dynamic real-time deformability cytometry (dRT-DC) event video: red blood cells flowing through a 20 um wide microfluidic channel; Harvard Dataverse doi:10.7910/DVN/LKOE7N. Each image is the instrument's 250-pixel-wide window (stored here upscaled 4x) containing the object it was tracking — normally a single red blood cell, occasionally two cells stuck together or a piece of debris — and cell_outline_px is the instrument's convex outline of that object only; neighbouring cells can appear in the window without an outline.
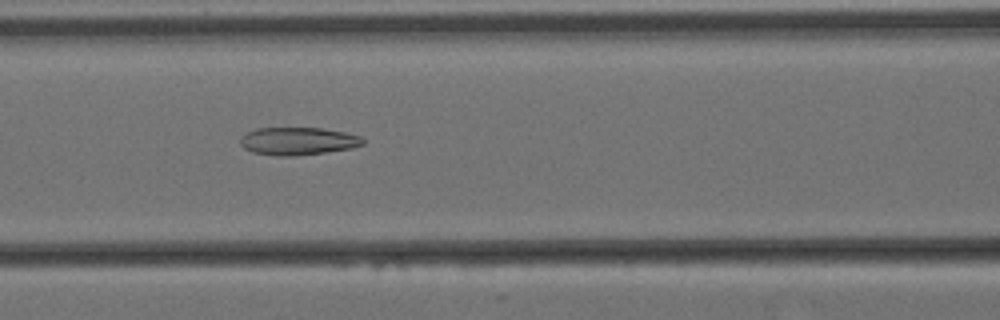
{"species": "Egyptian fruit bat (a non-hibernating species)", "species_latin": "Rousettus aegyptiacus", "temperature_condition": "cold", "stored_images_in_passage": 57, "camera_frame_rate_fps": 3000, "um_per_image_px": 0.085, "animal": {"sex": "female"}, "frame": {"image": 1, "passage_image": 24, "time_ms": 7.667, "image_size_px": [1000, 320], "cell_outline_px": [[364, 144], [352, 148], [296, 156], [276, 156], [252, 152], [244, 148], [240, 144], [240, 136], [256, 128], [324, 128], [344, 132], [360, 136], [364, 140]], "centroid_in_image_um": [25.3, 11.99], "position_along_channel_um": 141.3, "area_um2": 19.88}}
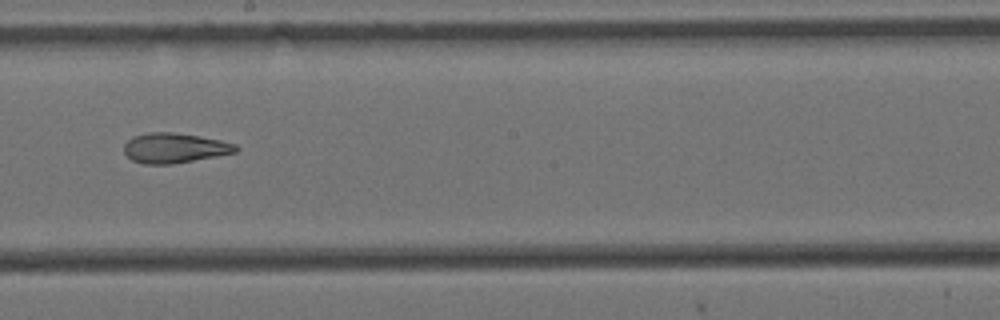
{"frame": {"image": 2, "passage_image": 32, "time_ms": 10.333, "image_size_px": [1000, 320], "cell_outline_px": [[240, 148], [236, 152], [216, 156], [172, 164], [144, 164], [132, 160], [124, 152], [124, 144], [132, 136], [148, 132], [172, 132], [200, 136], [220, 140], [236, 144]], "centroid_in_image_um": [14.83, 12.57], "position_along_channel_um": 233.4, "area_um2": 19.54}}
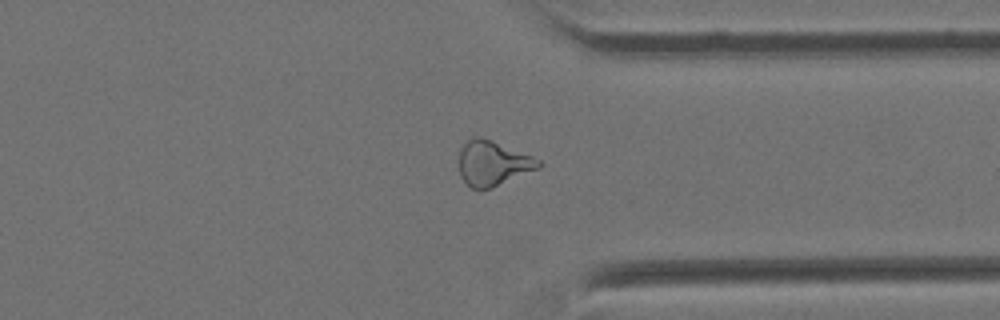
{"frame": {"image": 3, "passage_image": 44, "time_ms": 14.333, "image_size_px": [1000, 320], "cell_outline_px": [[544, 164], [540, 168], [492, 188], [472, 188], [460, 176], [460, 148], [468, 140], [476, 136], [480, 136], [492, 140], [532, 156], [540, 160]], "centroid_in_image_um": [41.92, 13.87], "position_along_channel_um": 369.5, "area_um2": 20.69}, "authors_computed_cell_mechanics": {"area_um2": 21.7906, "velocity_mm_per_s": 3.4684, "shape_relaxation_time_tau1_ms": null, "shape_relaxation_time_tau2_ms": 4.9234, "deformation_change_tau1": null, "deformation_change_tau2": 0.1478}}